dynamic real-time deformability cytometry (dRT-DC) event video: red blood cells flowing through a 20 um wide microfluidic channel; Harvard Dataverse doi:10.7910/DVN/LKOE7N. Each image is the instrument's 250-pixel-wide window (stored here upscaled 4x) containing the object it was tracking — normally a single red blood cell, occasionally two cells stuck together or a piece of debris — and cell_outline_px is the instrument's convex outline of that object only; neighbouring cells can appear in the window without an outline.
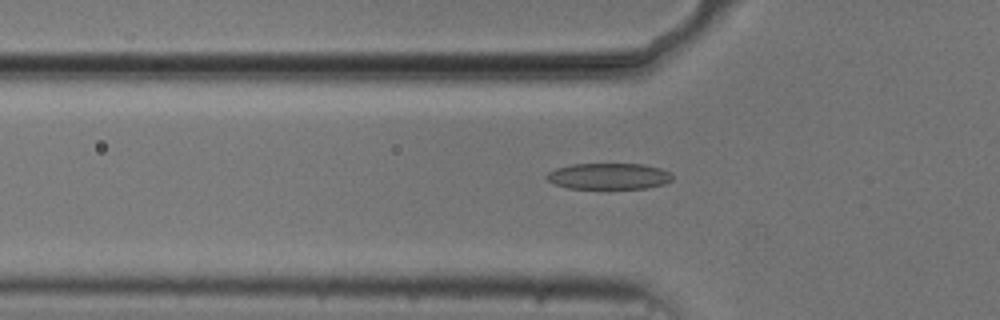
{"species": "common noctule bat (a hibernating species)", "species_latin": "Nyctalus noctula", "temperature_condition": "cold", "stored_images_in_passage": 38, "camera_frame_rate_fps": 3000, "um_per_image_px": 0.085, "animal": {"sex": "male", "body_mass_g": 20.5, "forearm_length_mm": 52.5}, "frame": {"image": 1, "passage_image": 5, "time_ms": 1.333, "image_size_px": [1000, 320], "cell_outline_px": [[672, 180], [664, 184], [644, 188], [568, 188], [552, 184], [544, 176], [548, 172], [556, 168], [572, 164], [644, 164], [660, 168], [672, 172]], "centroid_in_image_um": [51.73, 14.97], "position_along_channel_um": 74.1, "area_um2": 19.25}}
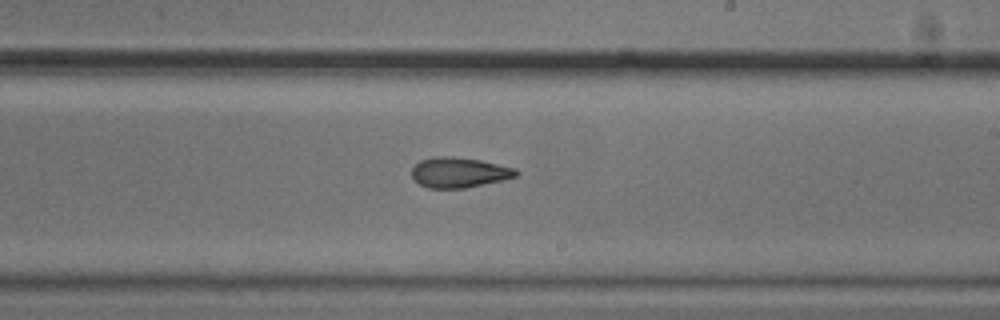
{"frame": {"image": 2, "passage_image": 19, "time_ms": 6.0, "image_size_px": [1000, 320], "cell_outline_px": [[520, 172], [516, 176], [504, 180], [464, 188], [428, 188], [420, 184], [412, 176], [412, 168], [420, 160], [432, 156], [452, 156], [480, 160], [516, 168]], "centroid_in_image_um": [39.03, 14.65], "position_along_channel_um": 250.0, "area_um2": 18.44}}
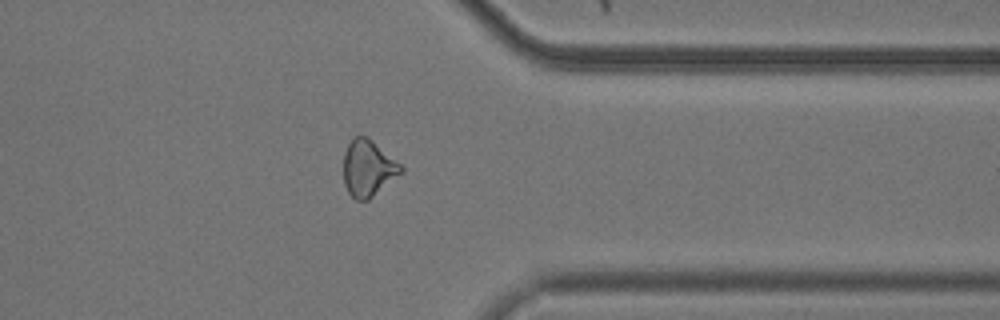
{"frame": {"image": 3, "passage_image": 30, "time_ms": 9.667, "image_size_px": [1000, 320], "cell_outline_px": [[404, 172], [368, 200], [356, 200], [348, 192], [344, 184], [344, 152], [352, 136], [364, 136], [372, 140], [400, 164], [404, 168]], "centroid_in_image_um": [31.29, 14.3], "position_along_channel_um": 380.1, "area_um2": 18.84}, "authors_computed_cell_mechanics": {"area_um2": 18.5249, "velocity_mm_per_s": 3.7427, "shape_relaxation_time_tau1_ms": 6.3002, "shape_relaxation_time_tau2_ms": 2.8938, "deformation_change_tau1": 0.1813, "deformation_change_tau2": 0.108}}